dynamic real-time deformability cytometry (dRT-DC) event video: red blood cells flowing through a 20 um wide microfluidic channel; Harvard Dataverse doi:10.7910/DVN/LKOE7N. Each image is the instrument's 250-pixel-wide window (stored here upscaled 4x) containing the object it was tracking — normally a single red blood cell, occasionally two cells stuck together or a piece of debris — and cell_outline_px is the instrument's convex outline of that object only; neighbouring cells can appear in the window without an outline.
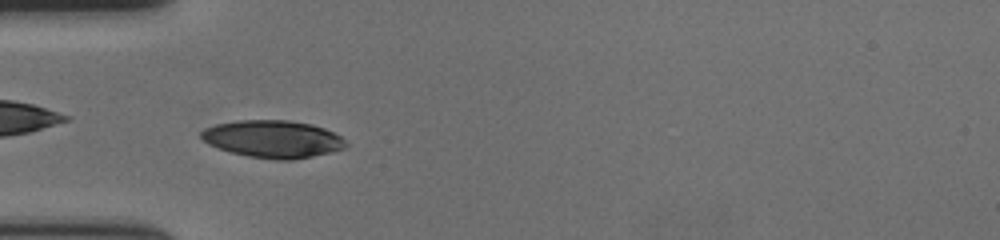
{"species": "human", "species_latin": "Homo sapiens", "temperature_condition": "cold", "stored_images_in_passage": 52, "camera_frame_rate_fps": 3000, "um_per_image_px": 0.085, "donor": {"sex": "female"}, "frame": {"image": 1, "passage_image": 13, "time_ms": 4.0, "image_size_px": [1000, 240], "cell_outline_px": [[348, 144], [344, 148], [312, 156], [292, 160], [276, 160], [248, 156], [232, 152], [208, 144], [200, 136], [200, 132], [204, 128], [216, 124], [236, 120], [288, 120], [312, 124], [324, 128], [340, 136]], "centroid_in_image_um": [23.17, 11.81], "position_along_channel_um": 61.8, "area_um2": 31.39}}
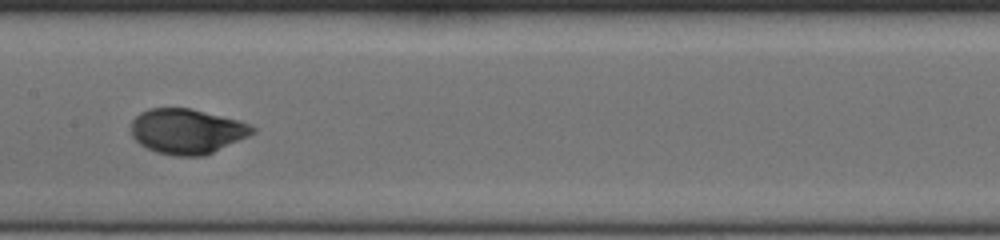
{"frame": {"image": 2, "passage_image": 24, "time_ms": 7.667, "image_size_px": [1000, 240], "cell_outline_px": [[256, 132], [248, 136], [204, 156], [176, 156], [156, 152], [140, 144], [132, 136], [132, 120], [140, 112], [148, 108], [192, 108], [240, 120], [256, 128]], "centroid_in_image_um": [15.9, 11.14], "position_along_channel_um": 191.5, "area_um2": 31.91}}
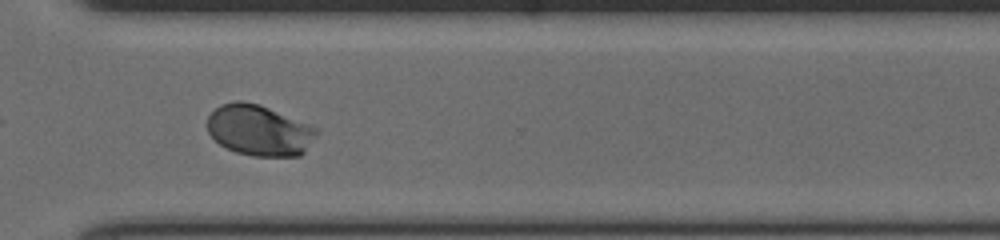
{"frame": {"image": 3, "passage_image": 37, "time_ms": 12.0, "image_size_px": [1000, 240], "cell_outline_px": [[320, 132], [304, 152], [300, 156], [252, 156], [236, 152], [220, 144], [208, 132], [208, 116], [220, 104], [236, 100], [240, 100], [260, 104], [312, 124], [320, 128]], "centroid_in_image_um": [22.09, 11.06], "position_along_channel_um": 348.5, "area_um2": 32.77}, "authors_computed_cell_mechanics": {"area_um2": 31.3276, "velocity_mm_per_s": 3.6166, "shape_relaxation_time_tau1_ms": 2.7839, "shape_relaxation_time_tau2_ms": null, "deformation_change_tau1": 0.162, "deformation_change_tau2": null}}